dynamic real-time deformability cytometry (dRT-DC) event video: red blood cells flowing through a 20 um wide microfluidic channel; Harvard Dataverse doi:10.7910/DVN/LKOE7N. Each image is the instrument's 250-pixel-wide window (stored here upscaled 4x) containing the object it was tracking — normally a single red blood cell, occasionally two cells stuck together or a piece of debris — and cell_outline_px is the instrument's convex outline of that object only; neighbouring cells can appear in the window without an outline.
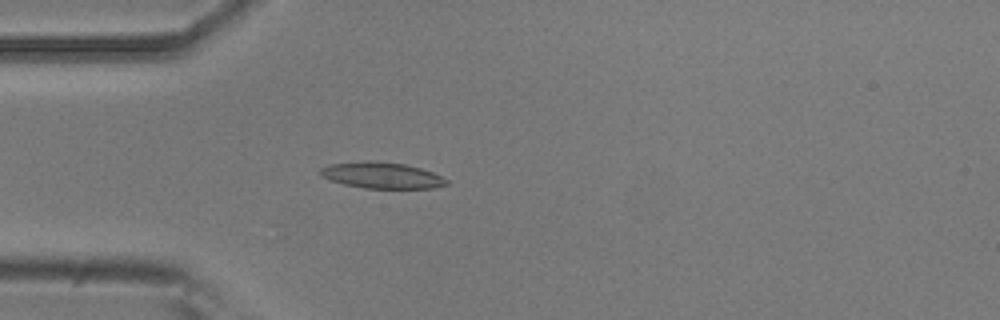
{"species": "common noctule bat (a hibernating species)", "species_latin": "Nyctalus noctula", "temperature_condition": "room temperature", "stored_images_in_passage": 4, "camera_frame_rate_fps": 3000, "um_per_image_px": 0.085, "animal": {"sex": "male", "body_mass_g": 20.5, "forearm_length_mm": 52.5}, "frame": {"image": 1, "passage_image": 4, "time_ms": 1.0, "image_size_px": [1000, 320], "cell_outline_px": [[448, 184], [432, 188], [364, 188], [344, 184], [320, 176], [320, 168], [332, 164], [368, 160], [372, 160], [404, 164], [420, 168], [432, 172], [448, 180]], "centroid_in_image_um": [32.45, 14.9], "position_along_channel_um": 52.6, "area_um2": 19.07}}